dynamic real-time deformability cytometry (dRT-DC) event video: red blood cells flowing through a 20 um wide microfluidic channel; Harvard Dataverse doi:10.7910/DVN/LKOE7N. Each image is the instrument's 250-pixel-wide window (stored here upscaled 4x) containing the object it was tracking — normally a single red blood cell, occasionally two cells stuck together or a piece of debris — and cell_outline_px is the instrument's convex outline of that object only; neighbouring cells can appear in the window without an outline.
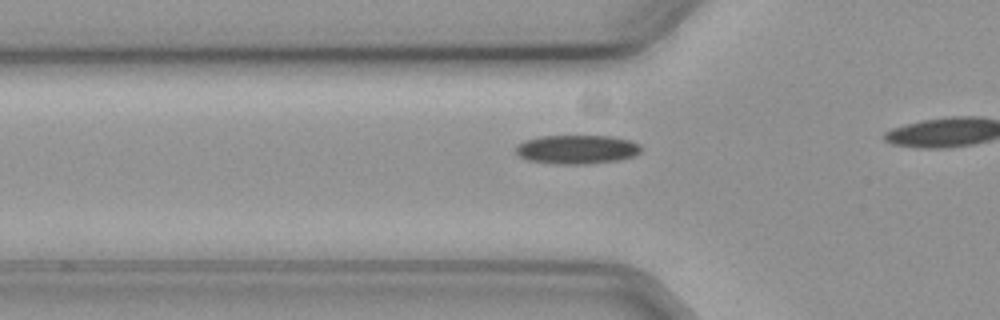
{"species": "common noctule bat (a hibernating species)", "species_latin": "Nyctalus noctula", "temperature_condition": "cold", "stored_images_in_passage": 9, "camera_frame_rate_fps": 3000, "um_per_image_px": 0.085, "animal": {"sex": "female", "body_mass_g": 19.3, "forearm_length_mm": 54.1}, "frame": {"image": 1, "passage_image": 3, "time_ms": 0.667, "image_size_px": [1000, 320], "cell_outline_px": [[640, 152], [632, 156], [620, 160], [584, 164], [552, 164], [528, 160], [520, 156], [516, 152], [516, 144], [524, 140], [540, 136], [612, 136], [628, 140], [640, 144]], "centroid_in_image_um": [49.0, 12.7], "position_along_channel_um": 76.8, "area_um2": 21.15}}